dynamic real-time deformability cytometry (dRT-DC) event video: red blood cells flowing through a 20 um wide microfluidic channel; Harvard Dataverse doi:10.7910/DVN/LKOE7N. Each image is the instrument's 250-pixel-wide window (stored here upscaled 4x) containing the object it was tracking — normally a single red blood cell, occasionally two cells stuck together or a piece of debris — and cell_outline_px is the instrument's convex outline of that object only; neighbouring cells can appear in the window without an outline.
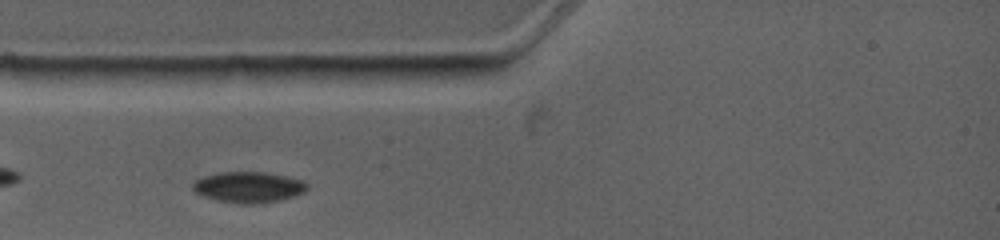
{"species": "common noctule bat (a hibernating species)", "species_latin": "Nyctalus noctula", "temperature_condition": "warm", "stored_images_in_passage": 3, "camera_frame_rate_fps": 4500, "um_per_image_px": 0.085, "animal": {"sex": "female", "body_mass_g": 19.0, "forearm_length_mm": 53.3}, "frame": {"image": 1, "passage_image": 2, "time_ms": 1.111, "image_size_px": [1000, 240], "cell_outline_px": [[308, 188], [304, 192], [296, 196], [280, 200], [252, 204], [240, 204], [216, 200], [204, 196], [196, 192], [192, 188], [192, 180], [216, 172], [264, 172], [304, 180], [308, 184]], "centroid_in_image_um": [21.11, 15.9], "position_along_channel_um": 63.9, "area_um2": 20.75}}